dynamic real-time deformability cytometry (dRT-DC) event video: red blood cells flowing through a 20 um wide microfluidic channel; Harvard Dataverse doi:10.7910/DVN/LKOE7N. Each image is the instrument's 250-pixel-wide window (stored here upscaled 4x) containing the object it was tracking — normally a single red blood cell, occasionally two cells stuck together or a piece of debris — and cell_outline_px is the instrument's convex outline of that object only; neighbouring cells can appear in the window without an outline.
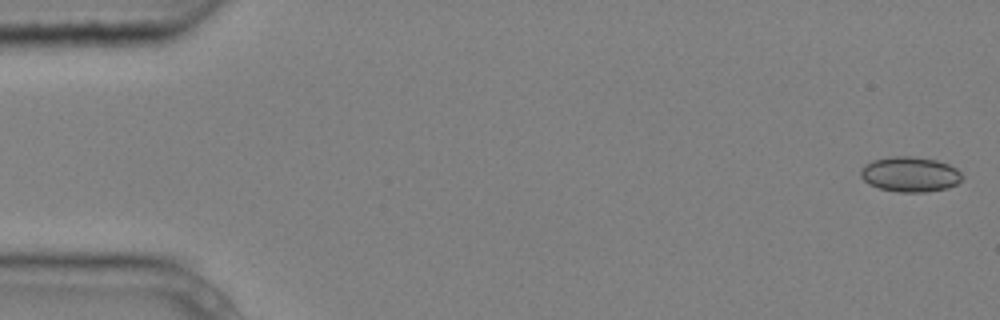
{"species": "common noctule bat (a hibernating species)", "species_latin": "Nyctalus noctula", "temperature_condition": "cold", "stored_images_in_passage": 5, "camera_frame_rate_fps": 3000, "um_per_image_px": 0.085, "animal": {"sex": "male", "body_mass_g": 20.4}, "frame": {"image": 1, "passage_image": 1, "time_ms": 0.0, "image_size_px": [1000, 320], "cell_outline_px": [[964, 176], [956, 184], [948, 188], [924, 192], [896, 192], [880, 188], [868, 184], [860, 176], [860, 172], [864, 164], [872, 160], [888, 156], [912, 156], [936, 160], [948, 164], [956, 168]], "centroid_in_image_um": [77.33, 14.81], "position_along_channel_um": 7.7, "area_um2": 20.92}}
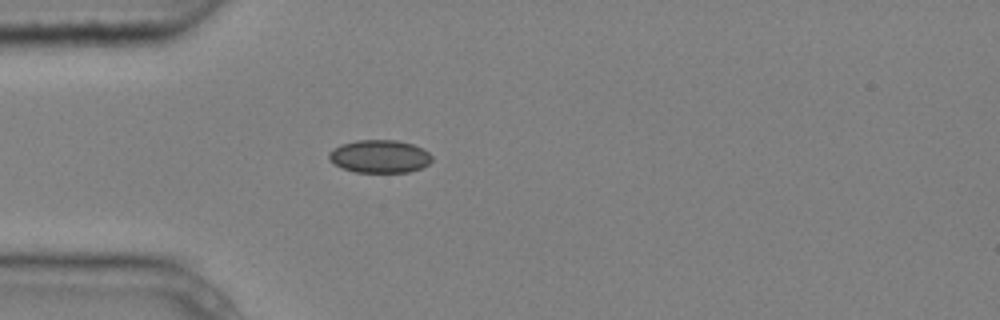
{"frame": {"image": 2, "passage_image": 5, "time_ms": 1.333, "image_size_px": [1000, 320], "cell_outline_px": [[432, 160], [428, 164], [420, 168], [408, 172], [356, 172], [344, 168], [328, 160], [328, 152], [332, 148], [340, 144], [356, 140], [396, 140], [412, 144], [428, 152], [432, 156]], "centroid_in_image_um": [32.23, 13.28], "position_along_channel_um": 52.8, "area_um2": 19.71}}